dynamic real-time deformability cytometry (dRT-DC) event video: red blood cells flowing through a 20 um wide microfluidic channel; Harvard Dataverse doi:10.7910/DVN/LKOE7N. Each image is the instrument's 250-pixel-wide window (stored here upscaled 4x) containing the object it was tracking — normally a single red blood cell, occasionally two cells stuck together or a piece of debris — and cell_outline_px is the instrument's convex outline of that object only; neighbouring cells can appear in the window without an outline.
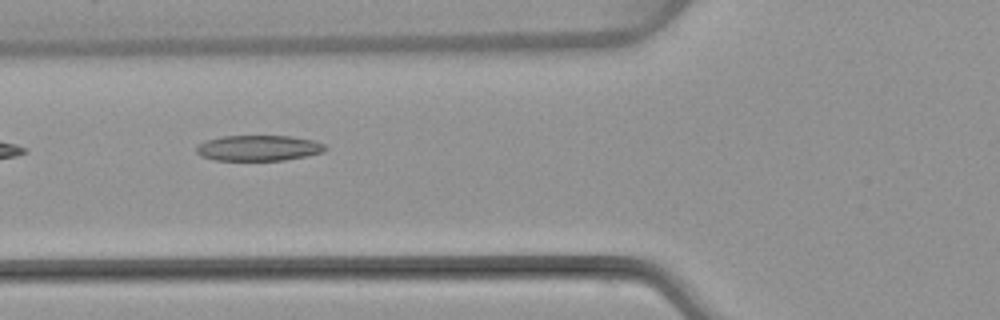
{"species": "common noctule bat (a hibernating species)", "species_latin": "Nyctalus noctula", "temperature_condition": "warm", "stored_images_in_passage": 5, "camera_frame_rate_fps": 3000, "um_per_image_px": 0.085, "animal": {"sex": "female", "body_mass_g": 22.7, "forearm_length_mm": 54.2}, "frame": {"image": 1, "passage_image": 5, "time_ms": 5.333, "image_size_px": [1000, 320], "cell_outline_px": [[328, 148], [324, 152], [284, 160], [216, 160], [200, 156], [196, 152], [196, 144], [204, 140], [220, 136], [292, 136], [312, 140], [324, 144]], "centroid_in_image_um": [21.93, 12.57], "position_along_channel_um": 103.9, "area_um2": 19.36}}